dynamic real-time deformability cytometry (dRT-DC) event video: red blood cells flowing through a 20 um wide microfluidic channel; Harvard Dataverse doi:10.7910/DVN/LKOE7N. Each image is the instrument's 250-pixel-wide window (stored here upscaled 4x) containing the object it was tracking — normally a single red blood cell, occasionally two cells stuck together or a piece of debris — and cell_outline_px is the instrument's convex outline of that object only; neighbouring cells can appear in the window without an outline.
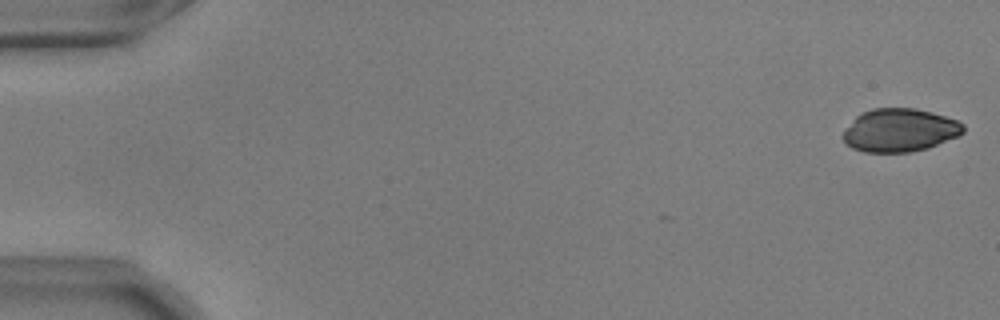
{"species": "common noctule bat (a hibernating species)", "species_latin": "Nyctalus noctula", "temperature_condition": "warm", "stored_images_in_passage": 4, "camera_frame_rate_fps": 3000, "um_per_image_px": 0.085, "animal": {"sex": "male", "body_mass_g": 17.9, "forearm_length_mm": 54.2}, "frame": {"image": 1, "passage_image": 1, "time_ms": 0.0, "image_size_px": [1000, 320], "cell_outline_px": [[964, 132], [960, 136], [928, 148], [908, 152], [864, 152], [852, 148], [840, 136], [856, 116], [872, 108], [916, 108], [932, 112], [956, 120], [964, 124]], "centroid_in_image_um": [76.49, 11.07], "position_along_channel_um": 8.5, "area_um2": 30.29}}